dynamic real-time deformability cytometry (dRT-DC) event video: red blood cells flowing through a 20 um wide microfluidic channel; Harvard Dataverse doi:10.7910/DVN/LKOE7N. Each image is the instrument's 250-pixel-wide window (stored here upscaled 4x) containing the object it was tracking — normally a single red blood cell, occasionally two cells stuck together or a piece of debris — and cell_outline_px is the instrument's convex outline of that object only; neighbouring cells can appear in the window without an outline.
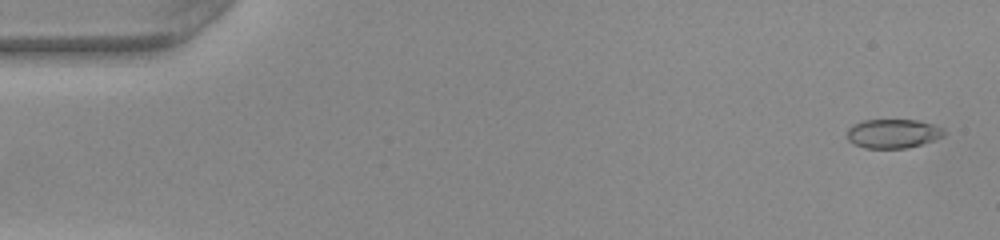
{"species": "common noctule bat (a hibernating species)", "species_latin": "Nyctalus noctula", "temperature_condition": "warm", "stored_images_in_passage": 51, "camera_frame_rate_fps": 3000, "um_per_image_px": 0.085, "animal": {"sex": "female", "body_mass_g": 22.0, "forearm_length_mm": 56.7}, "frame": {"image": 1, "passage_image": 2, "time_ms": 0.333, "image_size_px": [1000, 240], "cell_outline_px": [[944, 136], [908, 148], [864, 148], [848, 140], [848, 128], [852, 124], [864, 120], [916, 120], [932, 124], [940, 128], [944, 132]], "centroid_in_image_um": [75.87, 11.35], "position_along_channel_um": 9.1, "area_um2": 16.18}}
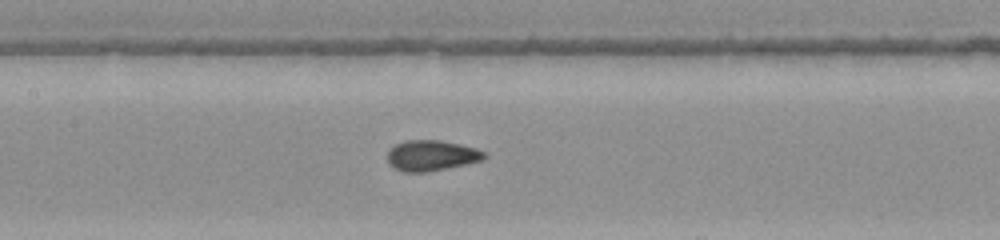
{"frame": {"image": 2, "passage_image": 24, "time_ms": 7.667, "image_size_px": [1000, 240], "cell_outline_px": [[488, 156], [480, 160], [464, 164], [424, 172], [404, 172], [392, 168], [388, 164], [388, 148], [404, 140], [440, 140], [460, 144], [476, 148], [484, 152]], "centroid_in_image_um": [36.61, 13.21], "position_along_channel_um": 170.8, "area_um2": 17.22}}
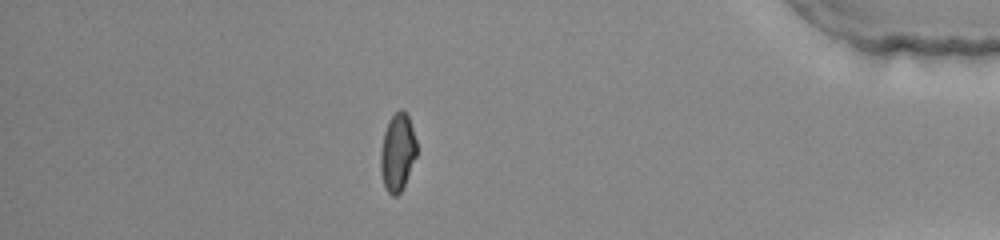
{"frame": {"image": 3, "passage_image": 44, "time_ms": 14.333, "image_size_px": [1000, 240], "cell_outline_px": [[416, 156], [404, 184], [400, 192], [396, 196], [392, 196], [388, 192], [384, 184], [380, 172], [380, 152], [384, 132], [388, 120], [400, 108], [408, 116], [416, 140]], "centroid_in_image_um": [33.77, 12.94], "position_along_channel_um": 401.4, "area_um2": 16.13}}